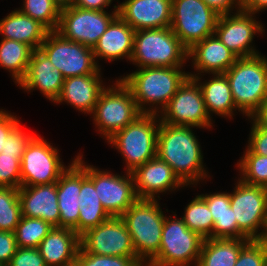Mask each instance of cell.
Listing matches in <instances>:
<instances>
[{
    "label": "cell",
    "instance_id": "7bdbcfd3",
    "mask_svg": "<svg viewBox=\"0 0 267 266\" xmlns=\"http://www.w3.org/2000/svg\"><path fill=\"white\" fill-rule=\"evenodd\" d=\"M252 122L249 134L248 147L254 154L267 156V129L261 127L253 118H248Z\"/></svg>",
    "mask_w": 267,
    "mask_h": 266
},
{
    "label": "cell",
    "instance_id": "603a6c76",
    "mask_svg": "<svg viewBox=\"0 0 267 266\" xmlns=\"http://www.w3.org/2000/svg\"><path fill=\"white\" fill-rule=\"evenodd\" d=\"M22 216L40 218L54 227H59L56 183L35 186H21L18 189Z\"/></svg>",
    "mask_w": 267,
    "mask_h": 266
},
{
    "label": "cell",
    "instance_id": "b9f144b4",
    "mask_svg": "<svg viewBox=\"0 0 267 266\" xmlns=\"http://www.w3.org/2000/svg\"><path fill=\"white\" fill-rule=\"evenodd\" d=\"M7 266H46L38 248L18 247Z\"/></svg>",
    "mask_w": 267,
    "mask_h": 266
},
{
    "label": "cell",
    "instance_id": "d6986e66",
    "mask_svg": "<svg viewBox=\"0 0 267 266\" xmlns=\"http://www.w3.org/2000/svg\"><path fill=\"white\" fill-rule=\"evenodd\" d=\"M118 15L135 31L170 27L172 0H124Z\"/></svg>",
    "mask_w": 267,
    "mask_h": 266
},
{
    "label": "cell",
    "instance_id": "ac0fdd59",
    "mask_svg": "<svg viewBox=\"0 0 267 266\" xmlns=\"http://www.w3.org/2000/svg\"><path fill=\"white\" fill-rule=\"evenodd\" d=\"M131 173L139 199L160 200V193H172L180 187H186L173 173L172 168L157 155Z\"/></svg>",
    "mask_w": 267,
    "mask_h": 266
},
{
    "label": "cell",
    "instance_id": "7dc6e473",
    "mask_svg": "<svg viewBox=\"0 0 267 266\" xmlns=\"http://www.w3.org/2000/svg\"><path fill=\"white\" fill-rule=\"evenodd\" d=\"M113 0H75L72 4L81 9L96 10V11H108L107 9ZM115 1V0H114Z\"/></svg>",
    "mask_w": 267,
    "mask_h": 266
},
{
    "label": "cell",
    "instance_id": "f6af8a7d",
    "mask_svg": "<svg viewBox=\"0 0 267 266\" xmlns=\"http://www.w3.org/2000/svg\"><path fill=\"white\" fill-rule=\"evenodd\" d=\"M21 121L14 116V113H10L4 109H0V153L6 143L8 134L20 123Z\"/></svg>",
    "mask_w": 267,
    "mask_h": 266
},
{
    "label": "cell",
    "instance_id": "c3c4849f",
    "mask_svg": "<svg viewBox=\"0 0 267 266\" xmlns=\"http://www.w3.org/2000/svg\"><path fill=\"white\" fill-rule=\"evenodd\" d=\"M241 9L259 14V12L267 10V0H241Z\"/></svg>",
    "mask_w": 267,
    "mask_h": 266
},
{
    "label": "cell",
    "instance_id": "52a82bcc",
    "mask_svg": "<svg viewBox=\"0 0 267 266\" xmlns=\"http://www.w3.org/2000/svg\"><path fill=\"white\" fill-rule=\"evenodd\" d=\"M113 84L106 86L102 91L90 114L95 128L98 129L96 131L102 136L101 138L104 137L105 141L142 114L130 89L121 79H116Z\"/></svg>",
    "mask_w": 267,
    "mask_h": 266
},
{
    "label": "cell",
    "instance_id": "d4e9b609",
    "mask_svg": "<svg viewBox=\"0 0 267 266\" xmlns=\"http://www.w3.org/2000/svg\"><path fill=\"white\" fill-rule=\"evenodd\" d=\"M134 34L135 30L118 15L93 47L96 63L99 65L102 59L110 63L124 58L130 62Z\"/></svg>",
    "mask_w": 267,
    "mask_h": 266
},
{
    "label": "cell",
    "instance_id": "9c48e42d",
    "mask_svg": "<svg viewBox=\"0 0 267 266\" xmlns=\"http://www.w3.org/2000/svg\"><path fill=\"white\" fill-rule=\"evenodd\" d=\"M219 16L203 0H172L170 28L189 50L194 44L214 35Z\"/></svg>",
    "mask_w": 267,
    "mask_h": 266
},
{
    "label": "cell",
    "instance_id": "cb8c5ba5",
    "mask_svg": "<svg viewBox=\"0 0 267 266\" xmlns=\"http://www.w3.org/2000/svg\"><path fill=\"white\" fill-rule=\"evenodd\" d=\"M101 76L100 72L64 79L61 93L54 103L60 105L65 102L79 112L90 115L106 88Z\"/></svg>",
    "mask_w": 267,
    "mask_h": 266
},
{
    "label": "cell",
    "instance_id": "5b68a950",
    "mask_svg": "<svg viewBox=\"0 0 267 266\" xmlns=\"http://www.w3.org/2000/svg\"><path fill=\"white\" fill-rule=\"evenodd\" d=\"M188 49L170 27L135 31L133 54L136 67H184Z\"/></svg>",
    "mask_w": 267,
    "mask_h": 266
},
{
    "label": "cell",
    "instance_id": "bcb514c9",
    "mask_svg": "<svg viewBox=\"0 0 267 266\" xmlns=\"http://www.w3.org/2000/svg\"><path fill=\"white\" fill-rule=\"evenodd\" d=\"M219 15L234 13L241 9V0H203Z\"/></svg>",
    "mask_w": 267,
    "mask_h": 266
},
{
    "label": "cell",
    "instance_id": "6da1fadb",
    "mask_svg": "<svg viewBox=\"0 0 267 266\" xmlns=\"http://www.w3.org/2000/svg\"><path fill=\"white\" fill-rule=\"evenodd\" d=\"M192 126H173L160 122L156 155L166 162L187 187L210 178L203 164V151Z\"/></svg>",
    "mask_w": 267,
    "mask_h": 266
},
{
    "label": "cell",
    "instance_id": "30bf717a",
    "mask_svg": "<svg viewBox=\"0 0 267 266\" xmlns=\"http://www.w3.org/2000/svg\"><path fill=\"white\" fill-rule=\"evenodd\" d=\"M233 189L230 207L238 229L250 240H261L267 225V188L244 183L238 177Z\"/></svg>",
    "mask_w": 267,
    "mask_h": 266
},
{
    "label": "cell",
    "instance_id": "d6a6232c",
    "mask_svg": "<svg viewBox=\"0 0 267 266\" xmlns=\"http://www.w3.org/2000/svg\"><path fill=\"white\" fill-rule=\"evenodd\" d=\"M184 209L181 219L186 226L204 239L212 238L214 220L205 200L198 194Z\"/></svg>",
    "mask_w": 267,
    "mask_h": 266
},
{
    "label": "cell",
    "instance_id": "7402d4cb",
    "mask_svg": "<svg viewBox=\"0 0 267 266\" xmlns=\"http://www.w3.org/2000/svg\"><path fill=\"white\" fill-rule=\"evenodd\" d=\"M59 227L73 229L79 235V193L81 189V155L60 176L56 182Z\"/></svg>",
    "mask_w": 267,
    "mask_h": 266
},
{
    "label": "cell",
    "instance_id": "f907efd6",
    "mask_svg": "<svg viewBox=\"0 0 267 266\" xmlns=\"http://www.w3.org/2000/svg\"><path fill=\"white\" fill-rule=\"evenodd\" d=\"M61 6L71 5L75 0H56Z\"/></svg>",
    "mask_w": 267,
    "mask_h": 266
},
{
    "label": "cell",
    "instance_id": "44dd1931",
    "mask_svg": "<svg viewBox=\"0 0 267 266\" xmlns=\"http://www.w3.org/2000/svg\"><path fill=\"white\" fill-rule=\"evenodd\" d=\"M64 77L49 58L40 50H33L25 77L18 83L29 93L39 90L49 101L55 102L61 93Z\"/></svg>",
    "mask_w": 267,
    "mask_h": 266
},
{
    "label": "cell",
    "instance_id": "f546056e",
    "mask_svg": "<svg viewBox=\"0 0 267 266\" xmlns=\"http://www.w3.org/2000/svg\"><path fill=\"white\" fill-rule=\"evenodd\" d=\"M207 203L213 216L212 239H248L239 229L230 207L229 192L200 194Z\"/></svg>",
    "mask_w": 267,
    "mask_h": 266
},
{
    "label": "cell",
    "instance_id": "8992f818",
    "mask_svg": "<svg viewBox=\"0 0 267 266\" xmlns=\"http://www.w3.org/2000/svg\"><path fill=\"white\" fill-rule=\"evenodd\" d=\"M159 126L158 114H141L107 140L124 158L125 172H133L156 156Z\"/></svg>",
    "mask_w": 267,
    "mask_h": 266
},
{
    "label": "cell",
    "instance_id": "83f0119b",
    "mask_svg": "<svg viewBox=\"0 0 267 266\" xmlns=\"http://www.w3.org/2000/svg\"><path fill=\"white\" fill-rule=\"evenodd\" d=\"M189 77L198 82L211 119L213 113L226 119L233 118L237 109L232 97L230 83L225 74H213L212 78L210 77L208 81L205 80L203 83L201 81L203 76L201 75Z\"/></svg>",
    "mask_w": 267,
    "mask_h": 266
},
{
    "label": "cell",
    "instance_id": "816d5d0a",
    "mask_svg": "<svg viewBox=\"0 0 267 266\" xmlns=\"http://www.w3.org/2000/svg\"><path fill=\"white\" fill-rule=\"evenodd\" d=\"M261 240H262V241L266 244V246H267V225H266L265 233H264V235H263V237H262Z\"/></svg>",
    "mask_w": 267,
    "mask_h": 266
},
{
    "label": "cell",
    "instance_id": "3957f363",
    "mask_svg": "<svg viewBox=\"0 0 267 266\" xmlns=\"http://www.w3.org/2000/svg\"><path fill=\"white\" fill-rule=\"evenodd\" d=\"M224 74L230 83L236 109L252 118L267 100V57L258 54L238 58Z\"/></svg>",
    "mask_w": 267,
    "mask_h": 266
},
{
    "label": "cell",
    "instance_id": "f35d334b",
    "mask_svg": "<svg viewBox=\"0 0 267 266\" xmlns=\"http://www.w3.org/2000/svg\"><path fill=\"white\" fill-rule=\"evenodd\" d=\"M0 187H21V161L15 155L0 153Z\"/></svg>",
    "mask_w": 267,
    "mask_h": 266
},
{
    "label": "cell",
    "instance_id": "7c38bea8",
    "mask_svg": "<svg viewBox=\"0 0 267 266\" xmlns=\"http://www.w3.org/2000/svg\"><path fill=\"white\" fill-rule=\"evenodd\" d=\"M39 49L61 72L64 79L101 72L92 48L67 40L56 31L47 33Z\"/></svg>",
    "mask_w": 267,
    "mask_h": 266
},
{
    "label": "cell",
    "instance_id": "1f68e13d",
    "mask_svg": "<svg viewBox=\"0 0 267 266\" xmlns=\"http://www.w3.org/2000/svg\"><path fill=\"white\" fill-rule=\"evenodd\" d=\"M32 52L33 49L27 44L1 38L0 67L10 73L16 85L26 75Z\"/></svg>",
    "mask_w": 267,
    "mask_h": 266
},
{
    "label": "cell",
    "instance_id": "ee69618b",
    "mask_svg": "<svg viewBox=\"0 0 267 266\" xmlns=\"http://www.w3.org/2000/svg\"><path fill=\"white\" fill-rule=\"evenodd\" d=\"M17 249L14 232L0 231V263L8 265Z\"/></svg>",
    "mask_w": 267,
    "mask_h": 266
},
{
    "label": "cell",
    "instance_id": "ab89813d",
    "mask_svg": "<svg viewBox=\"0 0 267 266\" xmlns=\"http://www.w3.org/2000/svg\"><path fill=\"white\" fill-rule=\"evenodd\" d=\"M267 246L262 240H250L241 250L234 266H265Z\"/></svg>",
    "mask_w": 267,
    "mask_h": 266
},
{
    "label": "cell",
    "instance_id": "5bb4252c",
    "mask_svg": "<svg viewBox=\"0 0 267 266\" xmlns=\"http://www.w3.org/2000/svg\"><path fill=\"white\" fill-rule=\"evenodd\" d=\"M112 12L62 6L56 30L63 38L93 49L110 23L118 16V5Z\"/></svg>",
    "mask_w": 267,
    "mask_h": 266
},
{
    "label": "cell",
    "instance_id": "4dcf8cb0",
    "mask_svg": "<svg viewBox=\"0 0 267 266\" xmlns=\"http://www.w3.org/2000/svg\"><path fill=\"white\" fill-rule=\"evenodd\" d=\"M250 239H204L197 266H234Z\"/></svg>",
    "mask_w": 267,
    "mask_h": 266
},
{
    "label": "cell",
    "instance_id": "484cf974",
    "mask_svg": "<svg viewBox=\"0 0 267 266\" xmlns=\"http://www.w3.org/2000/svg\"><path fill=\"white\" fill-rule=\"evenodd\" d=\"M80 247V236L73 229L54 227L37 248L46 266H70Z\"/></svg>",
    "mask_w": 267,
    "mask_h": 266
},
{
    "label": "cell",
    "instance_id": "ffe728a7",
    "mask_svg": "<svg viewBox=\"0 0 267 266\" xmlns=\"http://www.w3.org/2000/svg\"><path fill=\"white\" fill-rule=\"evenodd\" d=\"M237 59L215 34L208 36L188 50V62L191 60L196 70V73L188 72V76L224 74Z\"/></svg>",
    "mask_w": 267,
    "mask_h": 266
},
{
    "label": "cell",
    "instance_id": "74e56055",
    "mask_svg": "<svg viewBox=\"0 0 267 266\" xmlns=\"http://www.w3.org/2000/svg\"><path fill=\"white\" fill-rule=\"evenodd\" d=\"M76 266H146L138 257H122L86 253L81 247L75 260Z\"/></svg>",
    "mask_w": 267,
    "mask_h": 266
},
{
    "label": "cell",
    "instance_id": "8d00e7d4",
    "mask_svg": "<svg viewBox=\"0 0 267 266\" xmlns=\"http://www.w3.org/2000/svg\"><path fill=\"white\" fill-rule=\"evenodd\" d=\"M21 217L18 189L0 187V231L14 232Z\"/></svg>",
    "mask_w": 267,
    "mask_h": 266
},
{
    "label": "cell",
    "instance_id": "60d3db41",
    "mask_svg": "<svg viewBox=\"0 0 267 266\" xmlns=\"http://www.w3.org/2000/svg\"><path fill=\"white\" fill-rule=\"evenodd\" d=\"M33 132H25L19 123L7 136L2 153L15 155L20 161L22 160L23 153L27 144L35 136Z\"/></svg>",
    "mask_w": 267,
    "mask_h": 266
},
{
    "label": "cell",
    "instance_id": "f1b7e54d",
    "mask_svg": "<svg viewBox=\"0 0 267 266\" xmlns=\"http://www.w3.org/2000/svg\"><path fill=\"white\" fill-rule=\"evenodd\" d=\"M81 153V189L79 193V236L97 227L111 216L103 208L94 183L87 177V164Z\"/></svg>",
    "mask_w": 267,
    "mask_h": 266
},
{
    "label": "cell",
    "instance_id": "4316f807",
    "mask_svg": "<svg viewBox=\"0 0 267 266\" xmlns=\"http://www.w3.org/2000/svg\"><path fill=\"white\" fill-rule=\"evenodd\" d=\"M49 31L38 21L24 15L18 8L0 20L1 38L15 40L39 49Z\"/></svg>",
    "mask_w": 267,
    "mask_h": 266
},
{
    "label": "cell",
    "instance_id": "9a60e30c",
    "mask_svg": "<svg viewBox=\"0 0 267 266\" xmlns=\"http://www.w3.org/2000/svg\"><path fill=\"white\" fill-rule=\"evenodd\" d=\"M260 22L254 13L240 9L233 15H220L214 34L238 58L255 56L261 53L255 49L253 38L265 34V27Z\"/></svg>",
    "mask_w": 267,
    "mask_h": 266
},
{
    "label": "cell",
    "instance_id": "ba28073f",
    "mask_svg": "<svg viewBox=\"0 0 267 266\" xmlns=\"http://www.w3.org/2000/svg\"><path fill=\"white\" fill-rule=\"evenodd\" d=\"M165 217L158 254L146 266H197L204 238L177 214Z\"/></svg>",
    "mask_w": 267,
    "mask_h": 266
},
{
    "label": "cell",
    "instance_id": "277c9868",
    "mask_svg": "<svg viewBox=\"0 0 267 266\" xmlns=\"http://www.w3.org/2000/svg\"><path fill=\"white\" fill-rule=\"evenodd\" d=\"M159 199H137L120 217L125 222L136 256L147 265L159 252L166 215Z\"/></svg>",
    "mask_w": 267,
    "mask_h": 266
},
{
    "label": "cell",
    "instance_id": "2e32d148",
    "mask_svg": "<svg viewBox=\"0 0 267 266\" xmlns=\"http://www.w3.org/2000/svg\"><path fill=\"white\" fill-rule=\"evenodd\" d=\"M87 177L94 183L100 202L110 216L120 217L138 199L131 172L114 174L87 164Z\"/></svg>",
    "mask_w": 267,
    "mask_h": 266
},
{
    "label": "cell",
    "instance_id": "836d02e7",
    "mask_svg": "<svg viewBox=\"0 0 267 266\" xmlns=\"http://www.w3.org/2000/svg\"><path fill=\"white\" fill-rule=\"evenodd\" d=\"M19 10L42 24L49 32L59 25L62 6L56 0H23Z\"/></svg>",
    "mask_w": 267,
    "mask_h": 266
},
{
    "label": "cell",
    "instance_id": "7a4b0ae2",
    "mask_svg": "<svg viewBox=\"0 0 267 266\" xmlns=\"http://www.w3.org/2000/svg\"><path fill=\"white\" fill-rule=\"evenodd\" d=\"M182 68L142 67L120 79L130 89L142 114L159 115L188 77Z\"/></svg>",
    "mask_w": 267,
    "mask_h": 266
},
{
    "label": "cell",
    "instance_id": "e0dca14e",
    "mask_svg": "<svg viewBox=\"0 0 267 266\" xmlns=\"http://www.w3.org/2000/svg\"><path fill=\"white\" fill-rule=\"evenodd\" d=\"M80 246L86 253L137 257L131 235L121 217L111 216L97 227L88 229L80 236Z\"/></svg>",
    "mask_w": 267,
    "mask_h": 266
},
{
    "label": "cell",
    "instance_id": "e575fe53",
    "mask_svg": "<svg viewBox=\"0 0 267 266\" xmlns=\"http://www.w3.org/2000/svg\"><path fill=\"white\" fill-rule=\"evenodd\" d=\"M237 168L244 183L267 188V156L254 154L247 147L237 161Z\"/></svg>",
    "mask_w": 267,
    "mask_h": 266
},
{
    "label": "cell",
    "instance_id": "4fadbf2b",
    "mask_svg": "<svg viewBox=\"0 0 267 266\" xmlns=\"http://www.w3.org/2000/svg\"><path fill=\"white\" fill-rule=\"evenodd\" d=\"M159 119L160 122L173 126H192L201 129H210L214 126L213 119L207 112L202 90L198 82L189 76L160 112Z\"/></svg>",
    "mask_w": 267,
    "mask_h": 266
},
{
    "label": "cell",
    "instance_id": "681fc988",
    "mask_svg": "<svg viewBox=\"0 0 267 266\" xmlns=\"http://www.w3.org/2000/svg\"><path fill=\"white\" fill-rule=\"evenodd\" d=\"M261 127L267 129V100H265L258 110V112L252 117Z\"/></svg>",
    "mask_w": 267,
    "mask_h": 266
},
{
    "label": "cell",
    "instance_id": "d590c367",
    "mask_svg": "<svg viewBox=\"0 0 267 266\" xmlns=\"http://www.w3.org/2000/svg\"><path fill=\"white\" fill-rule=\"evenodd\" d=\"M54 228L49 222L40 218L22 216L14 234L20 248H37L44 237Z\"/></svg>",
    "mask_w": 267,
    "mask_h": 266
},
{
    "label": "cell",
    "instance_id": "8fae6325",
    "mask_svg": "<svg viewBox=\"0 0 267 266\" xmlns=\"http://www.w3.org/2000/svg\"><path fill=\"white\" fill-rule=\"evenodd\" d=\"M51 144L38 134L27 144L21 160V186L56 183L76 160L75 157L68 166L64 165L60 151Z\"/></svg>",
    "mask_w": 267,
    "mask_h": 266
}]
</instances>
